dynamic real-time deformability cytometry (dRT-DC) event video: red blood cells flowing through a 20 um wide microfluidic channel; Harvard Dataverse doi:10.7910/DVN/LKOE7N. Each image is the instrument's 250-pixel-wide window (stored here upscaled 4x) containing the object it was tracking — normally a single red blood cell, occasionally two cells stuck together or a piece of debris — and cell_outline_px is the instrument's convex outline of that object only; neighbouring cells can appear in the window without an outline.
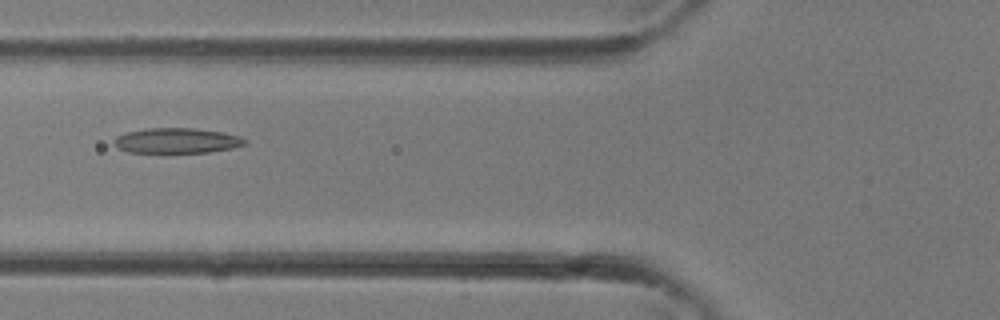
{"species": "common noctule bat (a hibernating species)", "species_latin": "Nyctalus noctula", "temperature_condition": "room temperature", "stored_images_in_passage": 34, "camera_frame_rate_fps": 3000, "um_per_image_px": 0.085, "animal": {"sex": "female"}, "frame": {"image": 1, "passage_image": 13, "time_ms": 4.0, "image_size_px": [1000, 320], "cell_outline_px": [[248, 144], [232, 148], [208, 152], [128, 152], [116, 148], [112, 140], [116, 136], [124, 132], [144, 128], [196, 128], [220, 132], [240, 136], [248, 140]], "centroid_in_image_um": [14.99, 11.94], "position_along_channel_um": 110.8, "area_um2": 19.42}}
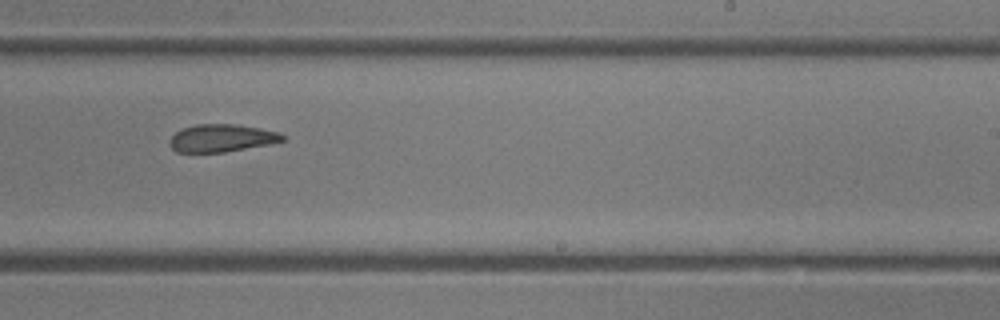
{"frame": {"image": 2, "passage_image": 21, "time_ms": 6.667, "image_size_px": [1000, 320], "cell_outline_px": [[284, 140], [268, 144], [224, 152], [176, 152], [168, 144], [168, 140], [176, 132], [184, 128], [196, 124], [236, 124], [260, 128], [280, 132], [284, 136]], "centroid_in_image_um": [18.81, 11.73], "position_along_channel_um": 270.2, "area_um2": 18.09}}
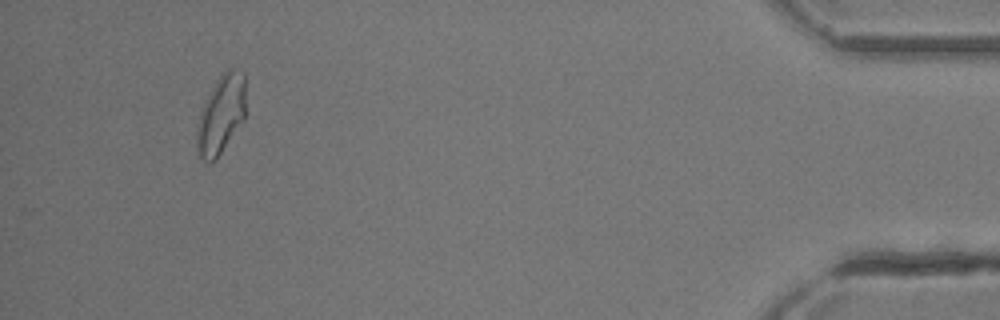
{"frame": {"image": 3, "passage_image": 32, "time_ms": 10.333, "image_size_px": [1000, 320], "cell_outline_px": [[244, 120], [216, 160], [208, 164], [200, 156], [196, 144], [196, 128], [200, 112], [204, 100], [216, 80], [228, 68], [236, 68], [244, 72]], "centroid_in_image_um": [18.77, 9.74], "position_along_channel_um": 416.4, "area_um2": 22.54}}